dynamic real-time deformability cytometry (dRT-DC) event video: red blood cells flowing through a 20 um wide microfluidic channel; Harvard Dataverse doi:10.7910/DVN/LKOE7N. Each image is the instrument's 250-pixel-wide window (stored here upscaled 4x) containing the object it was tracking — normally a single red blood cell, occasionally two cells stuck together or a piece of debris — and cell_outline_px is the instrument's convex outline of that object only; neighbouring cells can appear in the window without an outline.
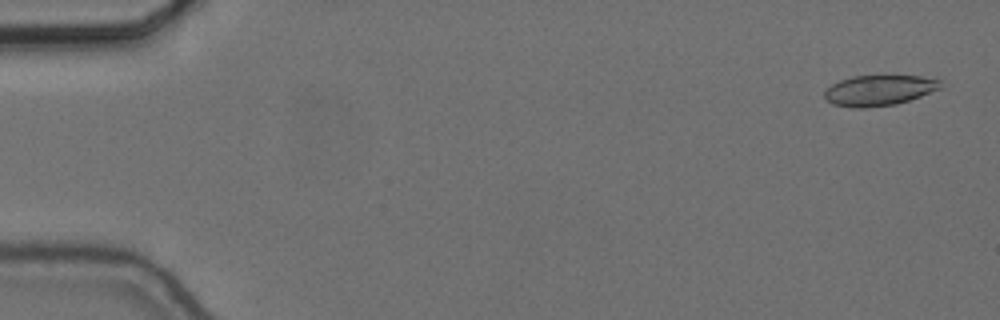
{"species": "common noctule bat (a hibernating species)", "species_latin": "Nyctalus noctula", "temperature_condition": "cold", "stored_images_in_passage": 56, "camera_frame_rate_fps": 3000, "um_per_image_px": 0.085, "animal": {"sex": "female", "body_mass_g": 24.6, "forearm_length_mm": 56.2}, "frame": {"image": 1, "passage_image": 2, "time_ms": 0.333, "image_size_px": [1000, 320], "cell_outline_px": [[940, 88], [920, 96], [896, 104], [864, 108], [852, 108], [832, 104], [824, 96], [824, 92], [832, 84], [840, 80], [852, 76], [920, 76], [940, 80]], "centroid_in_image_um": [74.68, 7.68], "position_along_channel_um": 10.3, "area_um2": 20.4}}
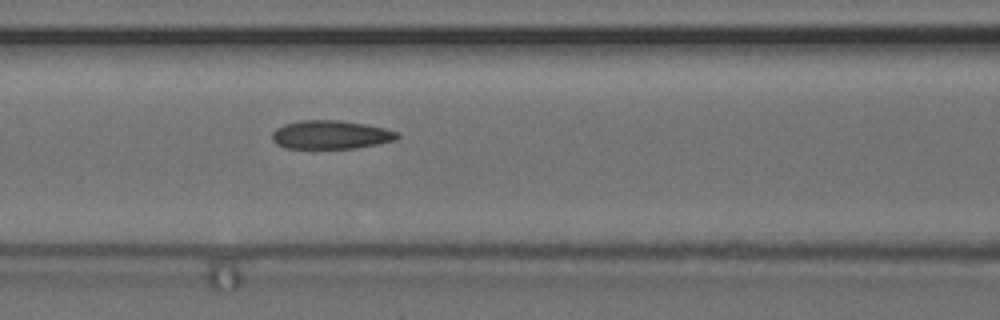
{"frame": {"image": 2, "passage_image": 24, "time_ms": 7.667, "image_size_px": [1000, 320], "cell_outline_px": [[400, 136], [396, 140], [356, 148], [284, 148], [276, 144], [272, 140], [272, 132], [276, 128], [284, 124], [300, 120], [340, 120], [364, 124], [384, 128], [396, 132]], "centroid_in_image_um": [28.07, 11.45], "position_along_channel_um": 138.5, "area_um2": 20.81}}
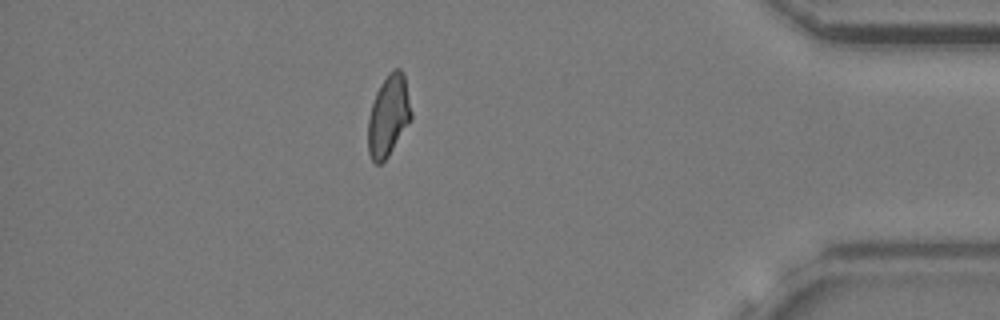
{"frame": {"image": 3, "passage_image": 49, "time_ms": 16.0, "image_size_px": [1000, 320], "cell_outline_px": [[412, 116], [408, 124], [388, 156], [380, 164], [376, 164], [372, 160], [368, 152], [368, 120], [372, 104], [376, 92], [380, 84], [388, 72], [392, 68], [400, 68], [404, 72], [412, 112]], "centroid_in_image_um": [33.02, 9.79], "position_along_channel_um": 402.2, "area_um2": 20.46}, "authors_computed_cell_mechanics": {"area_um2": 21.0103, "velocity_mm_per_s": 3.6585, "shape_relaxation_time_tau1_ms": null, "shape_relaxation_time_tau2_ms": 2.9401, "deformation_change_tau1": null, "deformation_change_tau2": 0.0906}}